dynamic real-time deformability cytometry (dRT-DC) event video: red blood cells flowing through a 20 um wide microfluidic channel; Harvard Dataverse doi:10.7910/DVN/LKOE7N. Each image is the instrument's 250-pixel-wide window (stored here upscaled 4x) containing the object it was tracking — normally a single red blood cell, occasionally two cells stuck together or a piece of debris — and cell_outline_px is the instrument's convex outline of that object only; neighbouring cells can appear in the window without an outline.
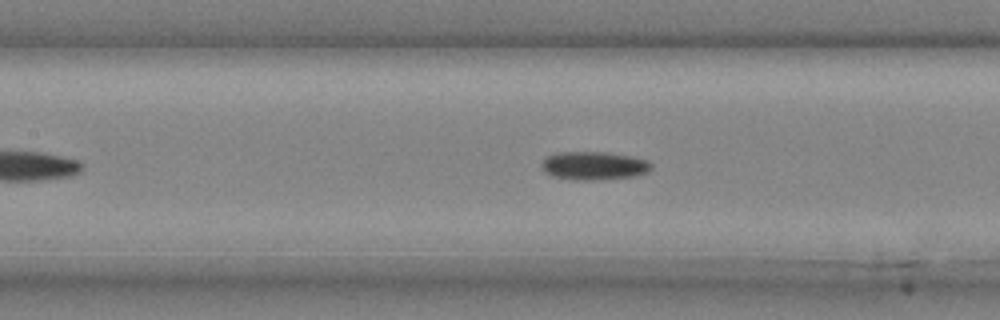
{"species": "common noctule bat (a hibernating species)", "species_latin": "Nyctalus noctula", "temperature_condition": "cold", "stored_images_in_passage": 31, "camera_frame_rate_fps": 3000, "um_per_image_px": 0.085, "animal": {"sex": "male", "body_mass_g": 20.4}, "frame": {"image": 1, "passage_image": 14, "time_ms": 4.333, "image_size_px": [1000, 320], "cell_outline_px": [[652, 168], [648, 172], [636, 176], [592, 180], [576, 180], [552, 176], [544, 172], [540, 164], [548, 156], [560, 152], [608, 152], [632, 156], [648, 160], [652, 164]], "centroid_in_image_um": [50.51, 14.08], "position_along_channel_um": 156.9, "area_um2": 18.21}}
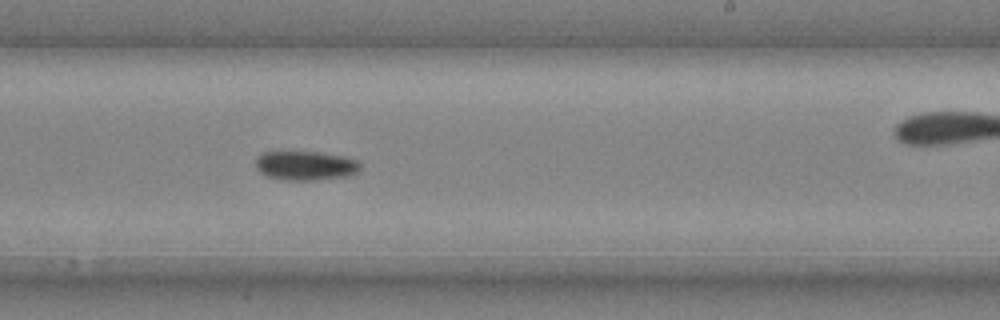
{"frame": {"image": 2, "passage_image": 21, "time_ms": 6.667, "image_size_px": [1000, 320], "cell_outline_px": [[360, 168], [356, 172], [348, 176], [312, 180], [288, 180], [268, 176], [260, 172], [256, 168], [256, 156], [264, 152], [316, 152], [344, 156], [356, 160], [360, 164]], "centroid_in_image_um": [25.95, 14.07], "position_along_channel_um": 263.0, "area_um2": 17.63}}
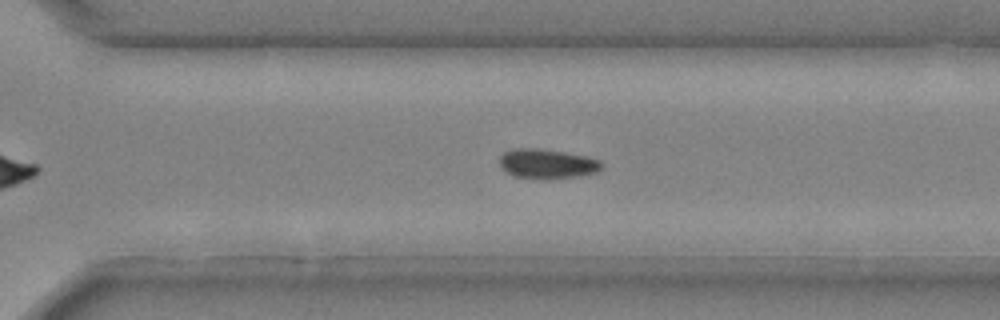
{"frame": {"image": 3, "passage_image": 25, "time_ms": 8.0, "image_size_px": [1000, 320], "cell_outline_px": [[604, 164], [596, 172], [572, 176], [544, 180], [512, 176], [500, 164], [500, 156], [504, 152], [512, 148], [536, 148], [564, 152], [588, 156], [600, 160]], "centroid_in_image_um": [46.49, 13.91], "position_along_channel_um": 324.1, "area_um2": 17.57}}